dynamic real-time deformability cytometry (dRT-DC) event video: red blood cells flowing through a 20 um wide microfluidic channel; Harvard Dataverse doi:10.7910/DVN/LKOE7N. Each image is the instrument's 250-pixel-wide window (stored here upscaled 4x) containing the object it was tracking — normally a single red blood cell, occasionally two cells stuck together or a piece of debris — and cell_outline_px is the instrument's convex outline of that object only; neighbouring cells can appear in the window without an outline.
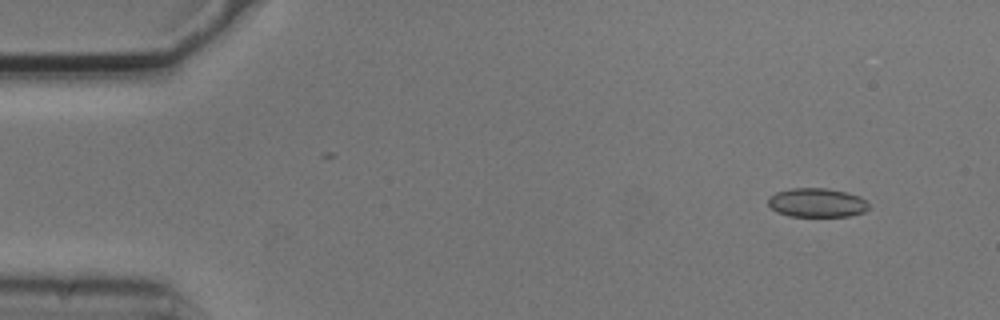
{"species": "common noctule bat (a hibernating species)", "species_latin": "Nyctalus noctula", "temperature_condition": "cold", "stored_images_in_passage": 5, "camera_frame_rate_fps": 3000, "um_per_image_px": 0.085, "animal": {"sex": "male", "body_mass_g": 20.5, "forearm_length_mm": 52.5}, "frame": {"image": 1, "passage_image": 2, "time_ms": 0.333, "image_size_px": [1000, 320], "cell_outline_px": [[872, 208], [864, 212], [848, 216], [788, 216], [776, 212], [768, 204], [768, 196], [776, 192], [792, 188], [828, 188], [848, 192], [860, 196], [868, 200]], "centroid_in_image_um": [69.49, 17.22], "position_along_channel_um": 15.5, "area_um2": 17.4}}
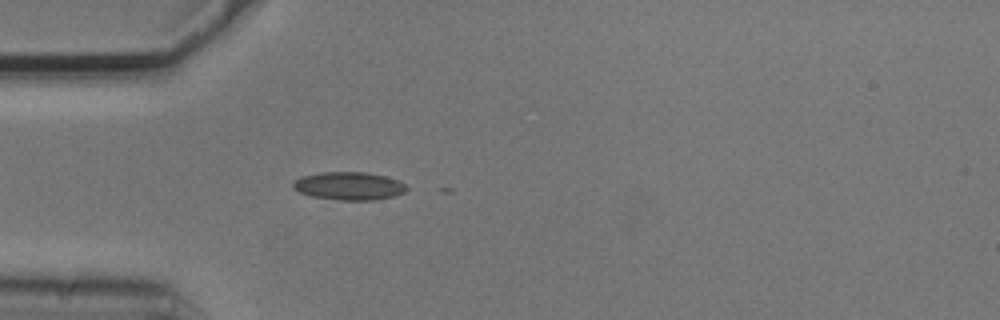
{"frame": {"image": 2, "passage_image": 5, "time_ms": 1.333, "image_size_px": [1000, 320], "cell_outline_px": [[408, 188], [404, 192], [392, 196], [376, 200], [340, 200], [312, 196], [300, 192], [292, 188], [292, 184], [300, 176], [320, 172], [368, 172], [384, 176], [396, 180], [404, 184]], "centroid_in_image_um": [29.63, 15.8], "position_along_channel_um": 55.4, "area_um2": 18.44}}